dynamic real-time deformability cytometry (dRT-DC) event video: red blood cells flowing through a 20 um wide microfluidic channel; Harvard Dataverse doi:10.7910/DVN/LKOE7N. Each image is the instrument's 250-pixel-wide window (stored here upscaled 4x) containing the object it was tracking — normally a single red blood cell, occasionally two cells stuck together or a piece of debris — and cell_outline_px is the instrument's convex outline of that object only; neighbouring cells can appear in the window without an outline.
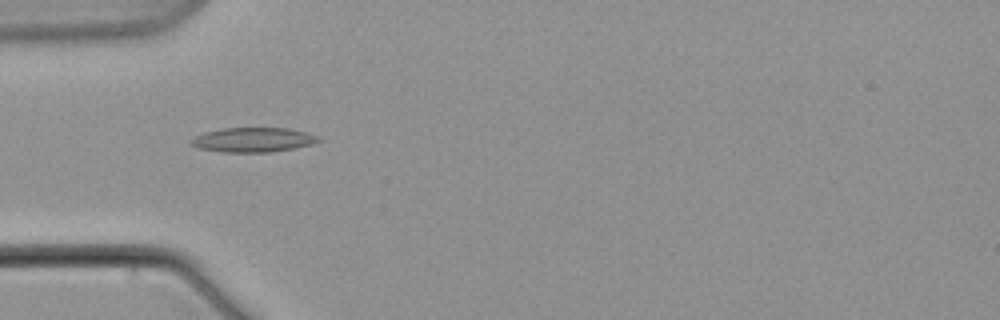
{"species": "common noctule bat (a hibernating species)", "species_latin": "Nyctalus noctula", "temperature_condition": "warm", "stored_images_in_passage": 5, "camera_frame_rate_fps": 3000, "um_per_image_px": 0.085, "animal": {"sex": "male", "body_mass_g": 21.5, "forearm_length_mm": 52.0}, "frame": {"image": 1, "passage_image": 3, "time_ms": 2.333, "image_size_px": [1000, 320], "cell_outline_px": [[320, 140], [312, 144], [292, 148], [268, 152], [224, 152], [200, 148], [188, 144], [188, 140], [204, 132], [224, 128], [288, 128], [320, 136]], "centroid_in_image_um": [21.47, 11.88], "position_along_channel_um": 63.5, "area_um2": 18.09}}
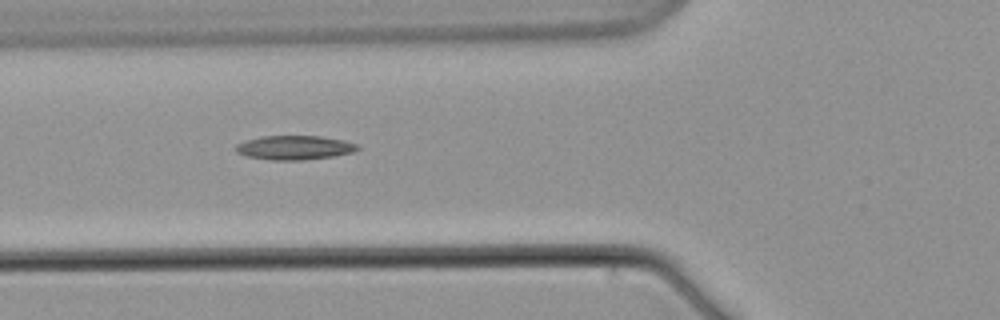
{"frame": {"image": 2, "passage_image": 4, "time_ms": 3.667, "image_size_px": [1000, 320], "cell_outline_px": [[360, 148], [352, 152], [332, 156], [304, 160], [272, 160], [248, 156], [236, 152], [236, 144], [260, 136], [320, 136], [344, 140], [356, 144]], "centroid_in_image_um": [25.03, 12.54], "position_along_channel_um": 100.8, "area_um2": 16.94}}